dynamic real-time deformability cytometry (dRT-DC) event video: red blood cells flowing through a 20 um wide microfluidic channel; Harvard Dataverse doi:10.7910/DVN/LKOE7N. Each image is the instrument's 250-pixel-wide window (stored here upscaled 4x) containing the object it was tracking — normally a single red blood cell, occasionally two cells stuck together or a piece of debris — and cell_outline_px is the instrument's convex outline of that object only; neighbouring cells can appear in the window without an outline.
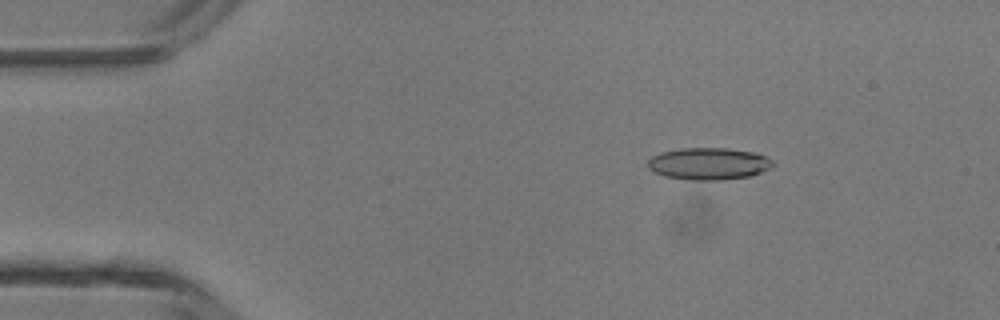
{"species": "common noctule bat (a hibernating species)", "species_latin": "Nyctalus noctula", "temperature_condition": "room temperature", "stored_images_in_passage": 46, "camera_frame_rate_fps": 3000, "um_per_image_px": 0.085, "animal": {"sex": "male", "body_mass_g": 13.3}, "frame": {"image": 1, "passage_image": 7, "time_ms": 2.0, "image_size_px": [1000, 320], "cell_outline_px": [[776, 164], [760, 172], [748, 176], [724, 180], [692, 180], [664, 176], [648, 168], [648, 160], [652, 156], [660, 152], [680, 148], [728, 148], [752, 152], [764, 156], [772, 160]], "centroid_in_image_um": [60.21, 13.91], "position_along_channel_um": 24.8, "area_um2": 23.24}}
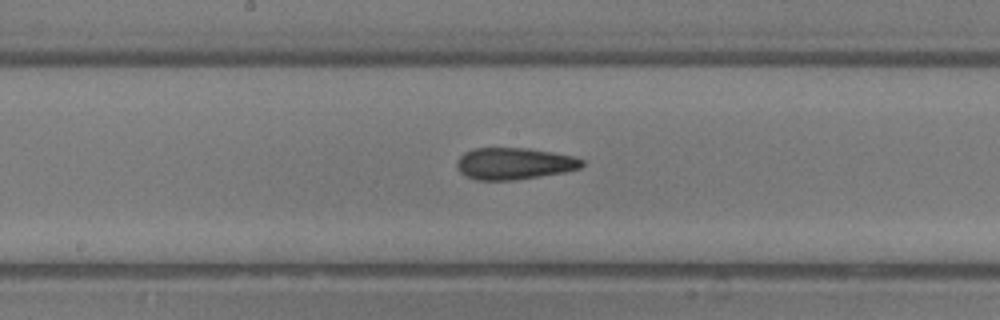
{"frame": {"image": 2, "passage_image": 24, "time_ms": 7.667, "image_size_px": [1000, 320], "cell_outline_px": [[584, 164], [580, 168], [564, 172], [516, 180], [476, 180], [460, 172], [456, 168], [456, 160], [464, 152], [472, 148], [528, 148], [552, 152], [572, 156], [584, 160]], "centroid_in_image_um": [43.67, 13.9], "position_along_channel_um": 204.5, "area_um2": 23.24}}
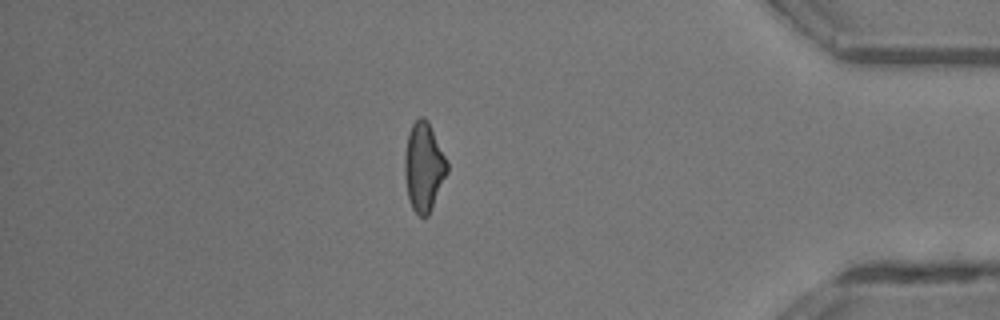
{"frame": {"image": 3, "passage_image": 40, "time_ms": 13.0, "image_size_px": [1000, 320], "cell_outline_px": [[448, 172], [428, 216], [420, 216], [412, 208], [408, 196], [404, 176], [404, 156], [408, 132], [412, 124], [420, 116], [424, 116], [428, 120], [448, 164]], "centroid_in_image_um": [36.0, 14.17], "position_along_channel_um": 399.2, "area_um2": 21.91}, "authors_computed_cell_mechanics": {"area_um2": 22.9755, "velocity_mm_per_s": 4.3842, "shape_relaxation_time_tau1_ms": 6.5608, "shape_relaxation_time_tau2_ms": 2.291, "deformation_change_tau1": 0.1598, "deformation_change_tau2": 0.1141}}